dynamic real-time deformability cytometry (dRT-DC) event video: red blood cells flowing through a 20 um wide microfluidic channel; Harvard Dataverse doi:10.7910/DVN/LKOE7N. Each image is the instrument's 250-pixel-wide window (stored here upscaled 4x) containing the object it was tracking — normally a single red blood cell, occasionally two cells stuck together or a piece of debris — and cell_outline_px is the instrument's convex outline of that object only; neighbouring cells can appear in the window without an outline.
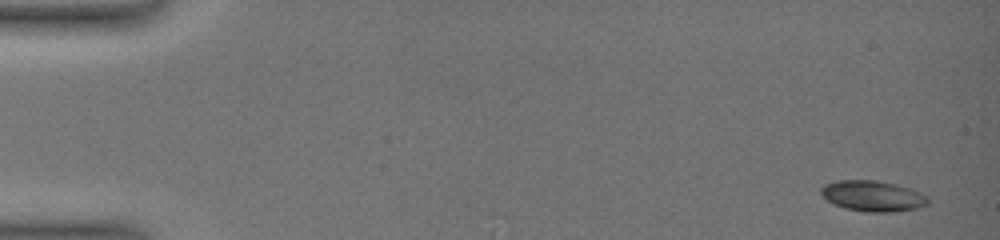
{"species": "common noctule bat (a hibernating species)", "species_latin": "Nyctalus noctula", "temperature_condition": "warm", "stored_images_in_passage": 22, "camera_frame_rate_fps": 3000, "um_per_image_px": 0.085, "animal": {"sex": "female", "body_mass_g": 19.0, "forearm_length_mm": 51.5}, "frame": {"image": 1, "passage_image": 1, "time_ms": 0.0, "image_size_px": [1000, 240], "cell_outline_px": [[928, 204], [916, 208], [892, 212], [864, 212], [844, 208], [828, 200], [820, 192], [820, 188], [824, 184], [836, 180], [876, 180], [896, 184], [912, 188], [928, 196]], "centroid_in_image_um": [74.2, 16.65], "position_along_channel_um": 10.8, "area_um2": 19.25}}
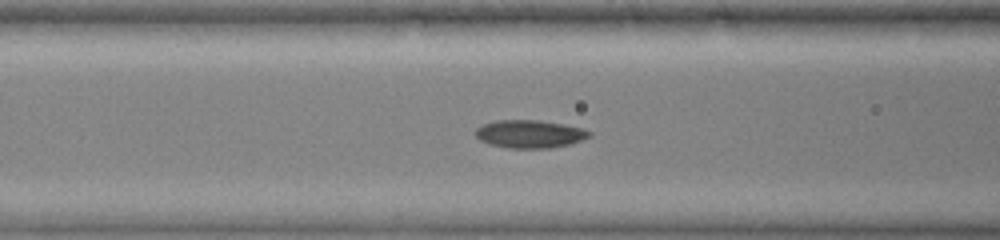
{"frame": {"image": 2, "passage_image": 12, "time_ms": 7.333, "image_size_px": [1000, 240], "cell_outline_px": [[592, 136], [568, 144], [548, 148], [508, 148], [488, 144], [480, 140], [472, 132], [476, 128], [484, 124], [496, 120], [540, 120], [580, 128], [592, 132]], "centroid_in_image_um": [44.96, 11.39], "position_along_channel_um": 121.6, "area_um2": 18.44}}
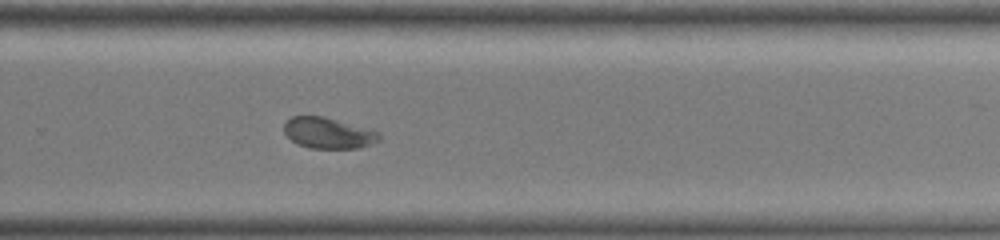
{"frame": {"image": 3, "passage_image": 22, "time_ms": 12.333, "image_size_px": [1000, 240], "cell_outline_px": [[380, 136], [376, 140], [368, 144], [356, 148], [312, 148], [300, 144], [292, 140], [284, 132], [284, 124], [292, 116], [324, 116], [376, 132]], "centroid_in_image_um": [27.81, 11.3], "position_along_channel_um": 302.0, "area_um2": 16.42}}